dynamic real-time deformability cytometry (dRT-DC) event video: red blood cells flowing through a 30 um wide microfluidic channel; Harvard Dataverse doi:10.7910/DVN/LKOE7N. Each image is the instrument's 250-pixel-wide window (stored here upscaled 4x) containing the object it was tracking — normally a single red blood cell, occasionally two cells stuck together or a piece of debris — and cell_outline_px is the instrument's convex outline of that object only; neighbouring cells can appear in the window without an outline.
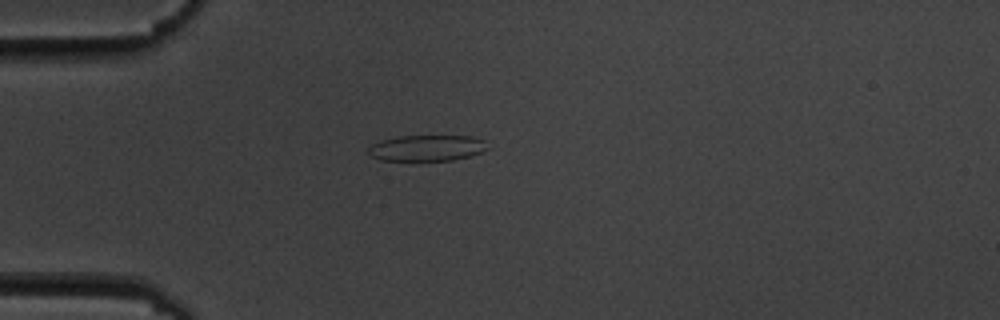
{"species": "common noctule bat (a hibernating species)", "species_latin": "Nyctalus noctula", "temperature_condition": "cold", "stored_images_in_passage": 7, "camera_frame_rate_fps": 3000, "um_per_image_px": 0.085, "animal": {"sex": "male", "body_mass_g": 19.5, "forearm_length_mm": 54.6}, "frame": {"image": 1, "passage_image": 3, "time_ms": 2.333, "image_size_px": [1000, 320], "cell_outline_px": [[488, 148], [484, 152], [452, 160], [380, 160], [368, 156], [368, 148], [372, 144], [380, 140], [396, 136], [472, 136], [484, 140]], "centroid_in_image_um": [36.26, 12.57], "position_along_channel_um": 48.7, "area_um2": 18.15}}
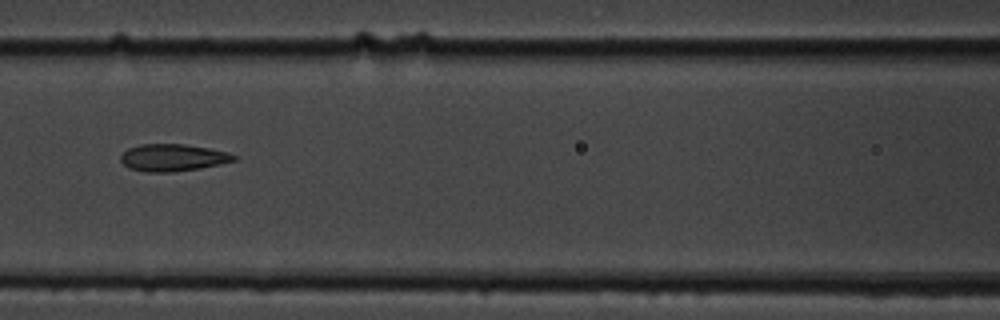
{"frame": {"image": 2, "passage_image": 6, "time_ms": 5.667, "image_size_px": [1000, 320], "cell_outline_px": [[236, 160], [220, 164], [200, 168], [172, 172], [144, 172], [128, 168], [120, 160], [120, 156], [128, 148], [140, 144], [184, 144], [208, 148], [228, 152], [236, 156]], "centroid_in_image_um": [14.66, 13.4], "position_along_channel_um": 151.9, "area_um2": 17.92}}
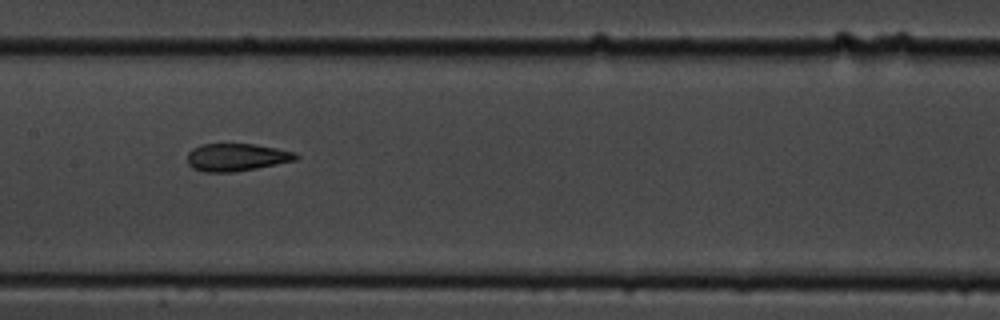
{"frame": {"image": 3, "passage_image": 7, "time_ms": 6.667, "image_size_px": [1000, 320], "cell_outline_px": [[300, 156], [296, 160], [256, 168], [232, 172], [204, 172], [192, 168], [188, 164], [188, 152], [192, 148], [200, 144], [256, 144], [296, 152]], "centroid_in_image_um": [20.1, 13.36], "position_along_channel_um": 187.3, "area_um2": 17.51}}